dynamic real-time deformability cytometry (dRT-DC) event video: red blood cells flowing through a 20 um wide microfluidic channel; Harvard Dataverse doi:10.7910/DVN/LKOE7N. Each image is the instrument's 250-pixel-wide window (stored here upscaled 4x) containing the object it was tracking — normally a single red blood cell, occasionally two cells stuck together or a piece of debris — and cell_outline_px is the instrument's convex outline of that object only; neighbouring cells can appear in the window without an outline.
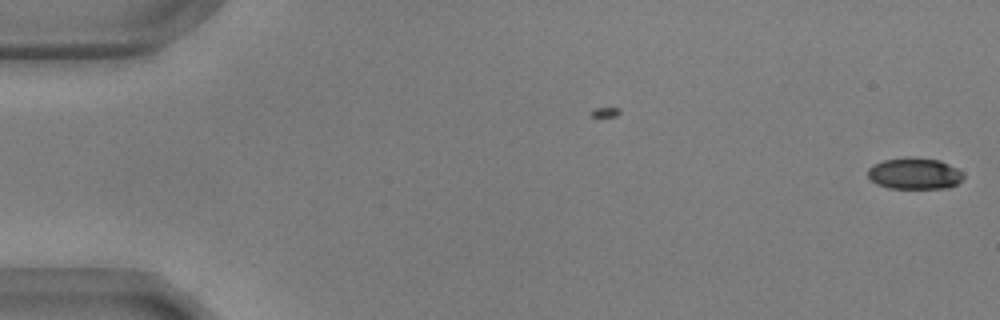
{"species": "common noctule bat (a hibernating species)", "species_latin": "Nyctalus noctula", "temperature_condition": "warm", "stored_images_in_passage": 57, "camera_frame_rate_fps": 3000, "um_per_image_px": 0.085, "animal": {"sex": "male", "body_mass_g": 17.9, "forearm_length_mm": 54.2}, "frame": {"image": 1, "passage_image": 1, "time_ms": 0.0, "image_size_px": [1000, 320], "cell_outline_px": [[964, 176], [956, 184], [948, 188], [888, 188], [876, 184], [868, 176], [868, 168], [872, 164], [884, 160], [912, 156], [940, 160], [964, 172]], "centroid_in_image_um": [77.73, 14.74], "position_along_channel_um": 7.3, "area_um2": 17.63}}
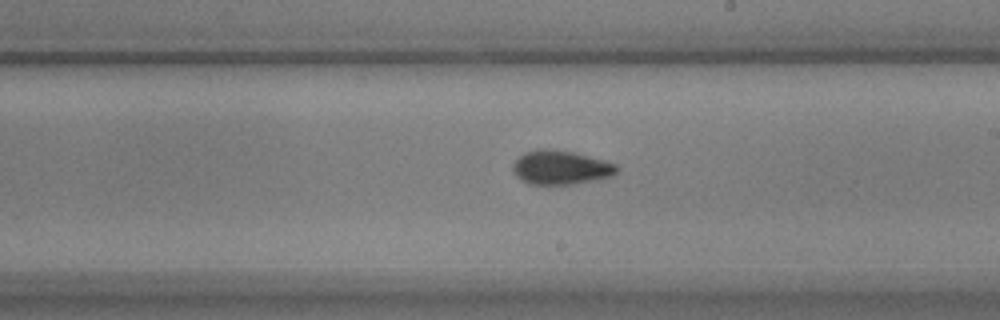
{"frame": {"image": 2, "passage_image": 33, "time_ms": 10.667, "image_size_px": [1000, 320], "cell_outline_px": [[620, 168], [612, 176], [596, 180], [572, 184], [528, 184], [520, 180], [516, 176], [512, 168], [512, 164], [524, 152], [536, 148], [552, 148], [572, 152], [588, 156], [616, 164]], "centroid_in_image_um": [47.63, 14.23], "position_along_channel_um": 241.4, "area_um2": 20.75}}
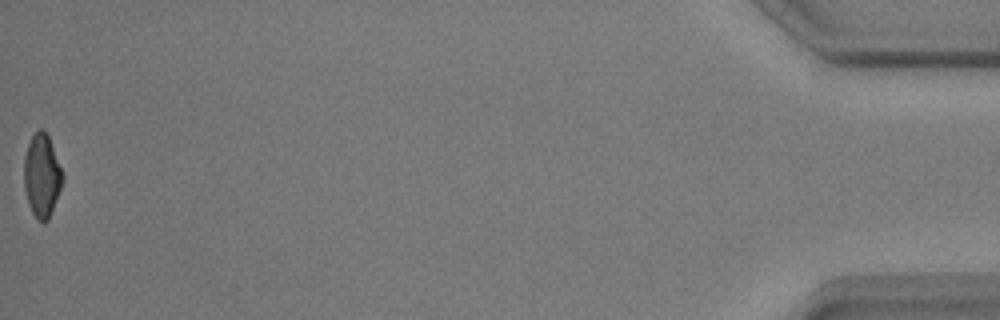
{"frame": {"image": 3, "passage_image": 57, "time_ms": 18.667, "image_size_px": [1000, 320], "cell_outline_px": [[64, 180], [48, 220], [44, 224], [32, 212], [28, 204], [24, 188], [24, 156], [28, 144], [32, 136], [40, 128], [48, 136], [64, 172]], "centroid_in_image_um": [3.57, 14.93], "position_along_channel_um": 431.6, "area_um2": 18.67}, "authors_computed_cell_mechanics": {"area_um2": 19.4208, "velocity_mm_per_s": 3.5771, "shape_relaxation_time_tau1_ms": 4.2882, "shape_relaxation_time_tau2_ms": 3.3795, "deformation_change_tau1": 0.1486, "deformation_change_tau2": 0.087}}